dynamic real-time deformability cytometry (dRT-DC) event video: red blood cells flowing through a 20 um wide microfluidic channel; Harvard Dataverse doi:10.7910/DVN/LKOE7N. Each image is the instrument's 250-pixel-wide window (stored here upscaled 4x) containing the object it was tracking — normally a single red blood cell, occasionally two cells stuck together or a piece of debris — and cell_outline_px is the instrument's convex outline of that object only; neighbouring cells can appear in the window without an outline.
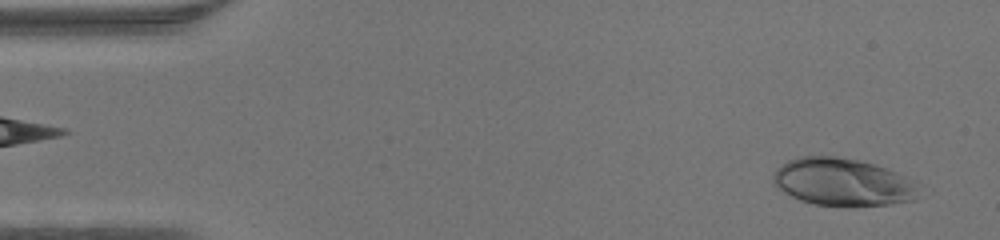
{"species": "human", "species_latin": "Homo sapiens", "temperature_condition": "warm", "stored_images_in_passage": 45, "camera_frame_rate_fps": 3000, "um_per_image_px": 0.085, "donor": {"sex": "male"}, "frame": {"image": 1, "passage_image": 2, "time_ms": 0.333, "image_size_px": [1000, 240], "cell_outline_px": [[924, 196], [916, 200], [892, 204], [812, 204], [800, 200], [776, 188], [772, 184], [772, 176], [776, 168], [788, 160], [800, 156], [836, 156], [856, 160], [872, 164], [896, 172], [916, 180]], "centroid_in_image_um": [71.67, 15.46], "position_along_channel_um": 13.3, "area_um2": 40.46}}
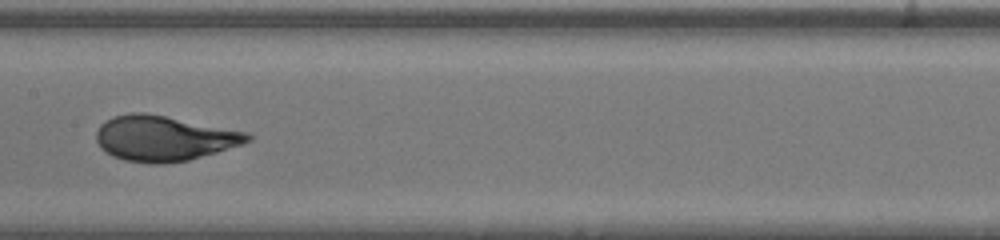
{"frame": {"image": 2, "passage_image": 22, "time_ms": 7.0, "image_size_px": [1000, 240], "cell_outline_px": [[252, 140], [244, 144], [188, 160], [164, 164], [152, 164], [124, 160], [112, 156], [100, 148], [96, 140], [96, 132], [100, 124], [104, 120], [112, 116], [132, 112], [144, 112], [248, 132], [252, 136]], "centroid_in_image_um": [13.9, 11.76], "position_along_channel_um": 193.5, "area_um2": 40.06}}
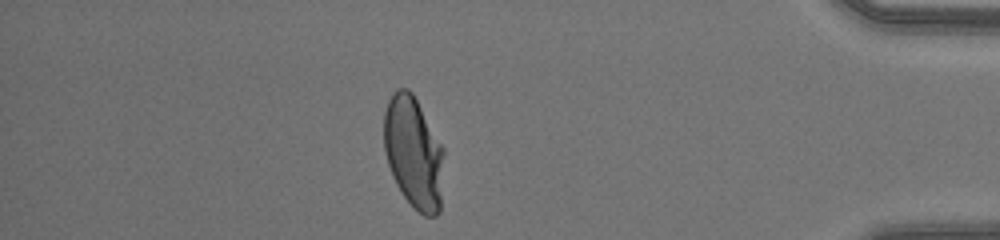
{"frame": {"image": 3, "passage_image": 39, "time_ms": 12.667, "image_size_px": [1000, 240], "cell_outline_px": [[444, 152], [440, 212], [436, 216], [424, 216], [400, 192], [396, 184], [388, 164], [384, 152], [384, 112], [388, 100], [392, 92], [400, 88], [408, 88], [412, 92], [444, 148]], "centroid_in_image_um": [35.15, 12.95], "position_along_channel_um": 400.0, "area_um2": 39.13}}